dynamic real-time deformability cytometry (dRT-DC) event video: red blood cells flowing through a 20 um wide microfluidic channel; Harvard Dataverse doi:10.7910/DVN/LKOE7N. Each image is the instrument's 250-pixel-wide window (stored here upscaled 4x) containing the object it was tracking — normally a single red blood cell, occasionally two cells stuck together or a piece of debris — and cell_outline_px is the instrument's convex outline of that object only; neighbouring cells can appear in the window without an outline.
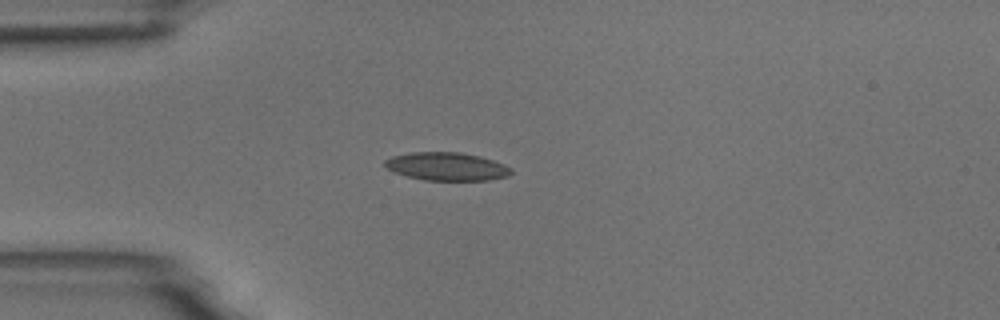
{"species": "common noctule bat (a hibernating species)", "species_latin": "Nyctalus noctula", "temperature_condition": "room temperature", "stored_images_in_passage": 2, "camera_frame_rate_fps": 3000, "um_per_image_px": 0.085, "animal": {"sex": "male", "body_mass_g": 18.8}, "frame": {"image": 1, "passage_image": 1, "time_ms": 0.0, "image_size_px": [1000, 320], "cell_outline_px": [[512, 172], [508, 176], [488, 180], [424, 180], [408, 176], [396, 172], [388, 168], [384, 164], [384, 160], [392, 156], [412, 152], [460, 152], [480, 156], [504, 164], [512, 168]], "centroid_in_image_um": [37.99, 14.14], "position_along_channel_um": 47.0, "area_um2": 20.58}}